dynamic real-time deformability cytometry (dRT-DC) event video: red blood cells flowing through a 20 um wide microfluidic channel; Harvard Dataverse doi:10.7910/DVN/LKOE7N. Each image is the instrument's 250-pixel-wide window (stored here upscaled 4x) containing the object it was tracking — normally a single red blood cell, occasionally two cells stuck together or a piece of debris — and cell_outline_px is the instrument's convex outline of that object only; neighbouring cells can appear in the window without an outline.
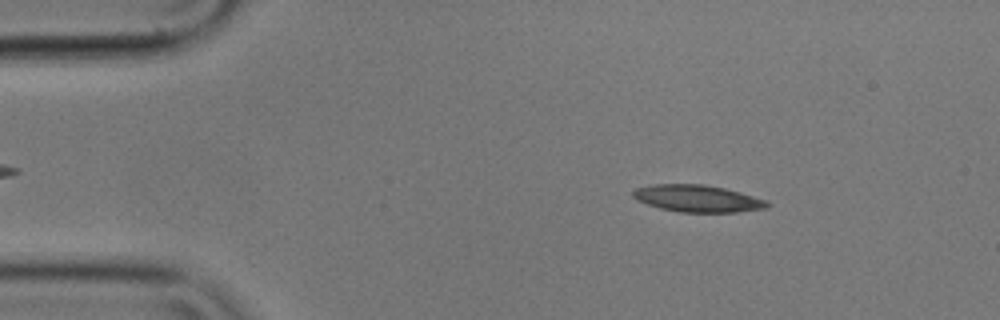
{"species": "common noctule bat (a hibernating species)", "species_latin": "Nyctalus noctula", "temperature_condition": "cold", "stored_images_in_passage": 54, "camera_frame_rate_fps": 3000, "um_per_image_px": 0.085, "animal": {"sex": "male", "body_mass_g": 17.9}, "frame": {"image": 1, "passage_image": 7, "time_ms": 2.0, "image_size_px": [1000, 320], "cell_outline_px": [[772, 204], [764, 208], [736, 212], [680, 212], [660, 208], [636, 200], [632, 196], [632, 192], [636, 188], [652, 184], [704, 184], [724, 188], [740, 192], [768, 200]], "centroid_in_image_um": [59.29, 16.86], "position_along_channel_um": 25.7, "area_um2": 21.15}}
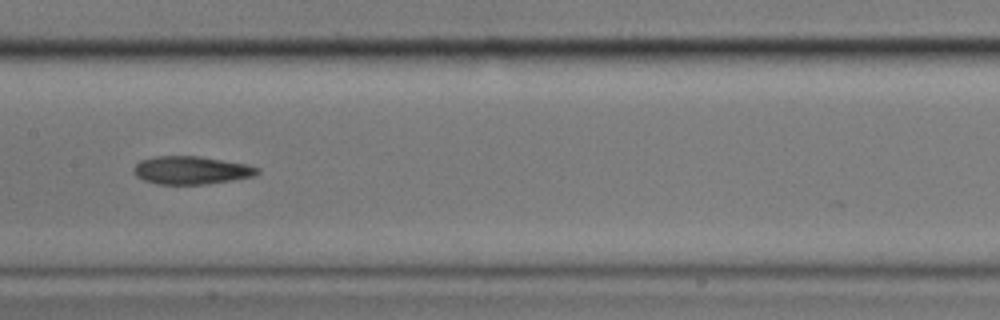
{"frame": {"image": 2, "passage_image": 26, "time_ms": 8.333, "image_size_px": [1000, 320], "cell_outline_px": [[260, 172], [256, 176], [232, 180], [204, 184], [156, 184], [144, 180], [136, 176], [132, 172], [132, 168], [140, 160], [152, 156], [200, 156], [244, 164], [260, 168]], "centroid_in_image_um": [16.22, 14.47], "position_along_channel_um": 191.2, "area_um2": 20.29}}
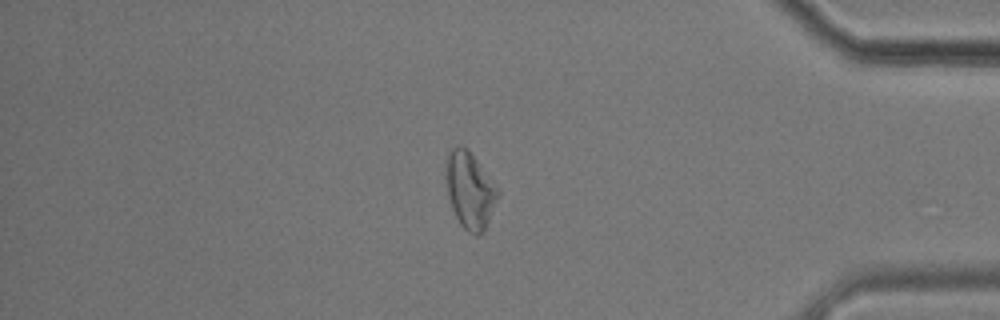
{"frame": {"image": 3, "passage_image": 46, "time_ms": 15.0, "image_size_px": [1000, 320], "cell_outline_px": [[500, 196], [484, 232], [476, 236], [468, 232], [460, 224], [452, 208], [448, 192], [448, 156], [452, 148], [456, 144], [460, 144], [468, 148], [500, 192]], "centroid_in_image_um": [39.99, 16.21], "position_along_channel_um": 395.2, "area_um2": 22.72}, "authors_computed_cell_mechanics": {"area_um2": 20.8947, "velocity_mm_per_s": 3.5308, "shape_relaxation_time_tau1_ms": 4.9884, "shape_relaxation_time_tau2_ms": 8.1203, "deformation_change_tau1": 0.1569, "deformation_change_tau2": 0.1848}}